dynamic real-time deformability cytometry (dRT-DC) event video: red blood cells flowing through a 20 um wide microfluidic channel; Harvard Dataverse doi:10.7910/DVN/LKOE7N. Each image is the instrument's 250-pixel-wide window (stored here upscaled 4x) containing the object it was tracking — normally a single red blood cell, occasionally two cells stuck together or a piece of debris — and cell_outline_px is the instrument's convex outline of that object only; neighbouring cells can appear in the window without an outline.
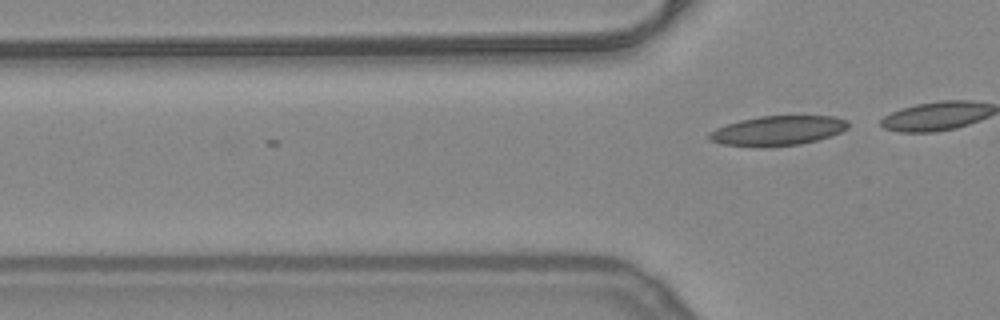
{"species": "common noctule bat (a hibernating species)", "species_latin": "Nyctalus noctula", "temperature_condition": "warm", "stored_images_in_passage": 4, "camera_frame_rate_fps": 3000, "um_per_image_px": 0.085, "animal": {"sex": "female", "body_mass_g": 24.6, "forearm_length_mm": 56.2}, "frame": {"image": 1, "passage_image": 4, "time_ms": 1.0, "image_size_px": [1000, 320], "cell_outline_px": [[848, 128], [840, 132], [816, 140], [800, 144], [760, 148], [752, 148], [720, 144], [708, 140], [708, 132], [716, 128], [740, 120], [760, 116], [832, 116], [848, 120]], "centroid_in_image_um": [66.04, 11.12], "position_along_channel_um": 59.8, "area_um2": 24.28}}